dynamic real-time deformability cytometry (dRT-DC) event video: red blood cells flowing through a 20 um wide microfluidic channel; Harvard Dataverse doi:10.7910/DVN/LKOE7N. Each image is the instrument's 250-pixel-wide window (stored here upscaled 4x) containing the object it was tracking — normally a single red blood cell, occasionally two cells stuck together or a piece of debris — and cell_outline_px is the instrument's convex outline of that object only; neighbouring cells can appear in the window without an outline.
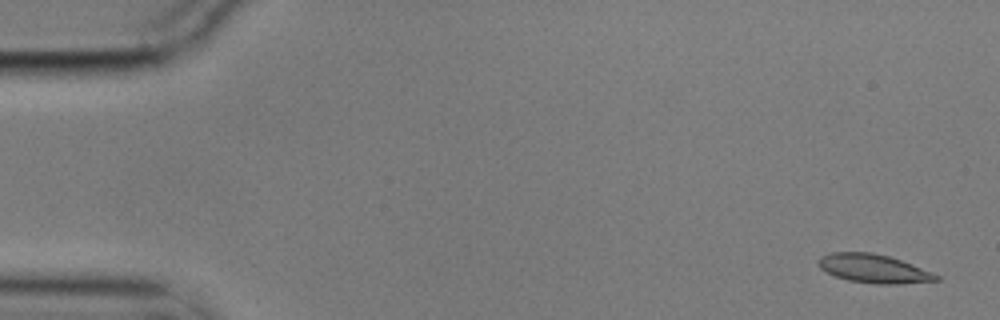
{"species": "common noctule bat (a hibernating species)", "species_latin": "Nyctalus noctula", "temperature_condition": "cold", "stored_images_in_passage": 5, "camera_frame_rate_fps": 3000, "um_per_image_px": 0.085, "animal": {"sex": "male", "body_mass_g": 17.9}, "frame": {"image": 1, "passage_image": 1, "time_ms": 0.0, "image_size_px": [1000, 320], "cell_outline_px": [[940, 280], [900, 284], [876, 284], [848, 280], [836, 276], [820, 268], [816, 260], [820, 256], [832, 252], [872, 252], [888, 256], [912, 264], [932, 272], [940, 276]], "centroid_in_image_um": [74.25, 22.83], "position_along_channel_um": 10.7, "area_um2": 19.65}}